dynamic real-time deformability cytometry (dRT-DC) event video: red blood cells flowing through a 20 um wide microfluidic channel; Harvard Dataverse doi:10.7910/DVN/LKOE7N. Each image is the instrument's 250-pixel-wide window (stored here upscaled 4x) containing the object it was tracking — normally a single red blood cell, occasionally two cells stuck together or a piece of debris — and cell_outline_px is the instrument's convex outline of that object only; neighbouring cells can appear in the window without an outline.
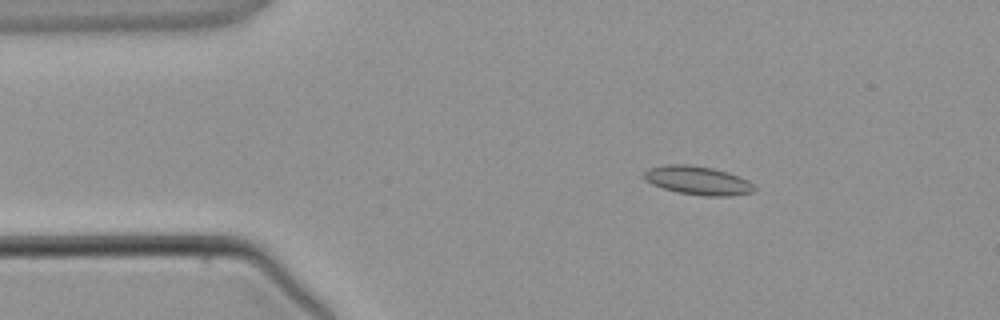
{"species": "common noctule bat (a hibernating species)", "species_latin": "Nyctalus noctula", "temperature_condition": "warm", "stored_images_in_passage": 2, "camera_frame_rate_fps": 3000, "um_per_image_px": 0.085, "animal": {"sex": "male", "body_mass_g": 21.5, "forearm_length_mm": 52.0}, "frame": {"image": 1, "passage_image": 2, "time_ms": 1.0, "image_size_px": [1000, 320], "cell_outline_px": [[756, 188], [752, 192], [732, 196], [704, 196], [676, 192], [652, 184], [644, 180], [644, 172], [648, 168], [664, 164], [688, 164], [712, 168], [728, 172], [748, 180]], "centroid_in_image_um": [59.29, 15.33], "position_along_channel_um": 25.7, "area_um2": 18.5}}